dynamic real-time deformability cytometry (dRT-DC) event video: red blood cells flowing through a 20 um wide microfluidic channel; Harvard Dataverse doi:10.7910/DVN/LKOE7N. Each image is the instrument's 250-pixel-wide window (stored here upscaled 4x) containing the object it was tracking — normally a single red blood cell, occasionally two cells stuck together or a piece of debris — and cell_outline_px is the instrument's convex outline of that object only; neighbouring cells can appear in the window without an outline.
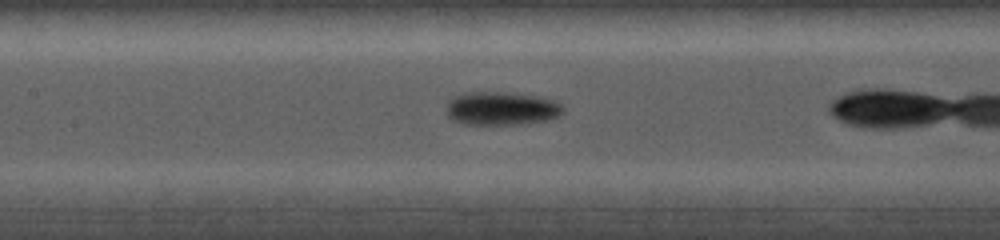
{"species": "common noctule bat (a hibernating species)", "species_latin": "Nyctalus noctula", "temperature_condition": "cold", "stored_images_in_passage": 8, "camera_frame_rate_fps": 5000, "um_per_image_px": 0.085, "animal": {"sex": "female", "body_mass_g": 19.0, "forearm_length_mm": 56.7}, "frame": {"image": 1, "passage_image": 4, "time_ms": 2.2, "image_size_px": [1000, 240], "cell_outline_px": [[564, 112], [560, 116], [548, 120], [528, 124], [464, 124], [452, 120], [448, 116], [448, 100], [452, 96], [460, 92], [504, 92], [536, 96], [552, 100], [560, 104], [564, 108]], "centroid_in_image_um": [42.62, 9.22], "position_along_channel_um": 164.8, "area_um2": 22.95}}